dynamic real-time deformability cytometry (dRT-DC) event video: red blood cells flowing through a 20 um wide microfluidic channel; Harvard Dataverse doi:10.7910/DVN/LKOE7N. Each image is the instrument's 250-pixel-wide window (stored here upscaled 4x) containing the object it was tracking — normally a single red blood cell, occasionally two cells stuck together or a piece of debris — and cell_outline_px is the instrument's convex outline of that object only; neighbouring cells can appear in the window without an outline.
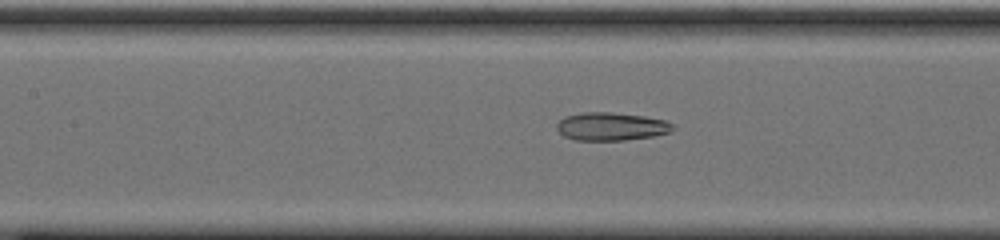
{"species": "common noctule bat (a hibernating species)", "species_latin": "Nyctalus noctula", "temperature_condition": "cold", "stored_images_in_passage": 53, "camera_frame_rate_fps": 3000, "um_per_image_px": 0.085, "animal": {"sex": "male", "body_mass_g": 20.0, "forearm_length_mm": 53.3}, "frame": {"image": 1, "passage_image": 22, "time_ms": 7.0, "image_size_px": [1000, 240], "cell_outline_px": [[676, 128], [668, 132], [652, 136], [624, 140], [576, 140], [564, 136], [556, 128], [556, 124], [564, 116], [580, 112], [612, 112], [644, 116], [664, 120], [672, 124]], "centroid_in_image_um": [51.92, 10.74], "position_along_channel_um": 155.5, "area_um2": 18.96}}
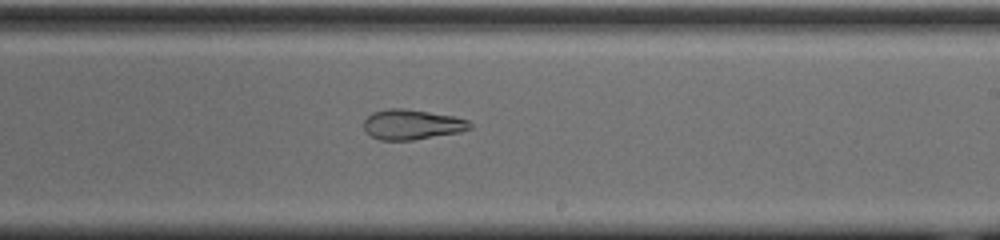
{"frame": {"image": 2, "passage_image": 30, "time_ms": 9.667, "image_size_px": [1000, 240], "cell_outline_px": [[472, 128], [460, 132], [412, 140], [380, 140], [372, 136], [364, 128], [364, 120], [372, 112], [388, 108], [404, 108], [452, 116], [468, 120], [472, 124]], "centroid_in_image_um": [35.02, 10.58], "position_along_channel_um": 254.0, "area_um2": 18.5}}
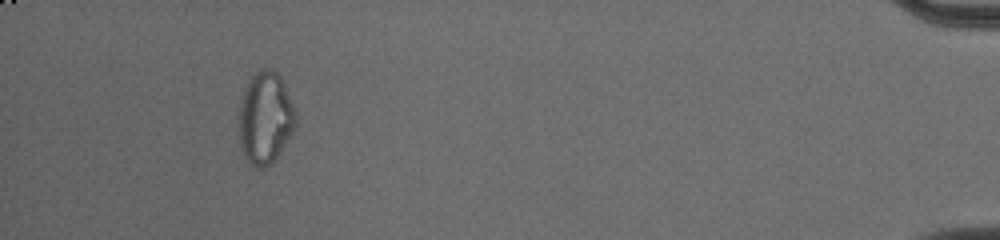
{"frame": {"image": 3, "passage_image": 49, "time_ms": 16.0, "image_size_px": [1000, 240], "cell_outline_px": [[296, 128], [272, 164], [264, 168], [260, 168], [252, 164], [244, 156], [240, 148], [236, 124], [236, 116], [240, 100], [244, 88], [248, 80], [260, 68], [272, 68], [280, 76], [296, 112]], "centroid_in_image_um": [22.5, 10.03], "position_along_channel_um": 412.7, "area_um2": 31.33}, "authors_computed_cell_mechanics": {"area_um2": 23.2934, "velocity_mm_per_s": 3.71, "shape_relaxation_time_tau1_ms": null, "shape_relaxation_time_tau2_ms": 2.4667, "deformation_change_tau1": null, "deformation_change_tau2": 0.1099}}